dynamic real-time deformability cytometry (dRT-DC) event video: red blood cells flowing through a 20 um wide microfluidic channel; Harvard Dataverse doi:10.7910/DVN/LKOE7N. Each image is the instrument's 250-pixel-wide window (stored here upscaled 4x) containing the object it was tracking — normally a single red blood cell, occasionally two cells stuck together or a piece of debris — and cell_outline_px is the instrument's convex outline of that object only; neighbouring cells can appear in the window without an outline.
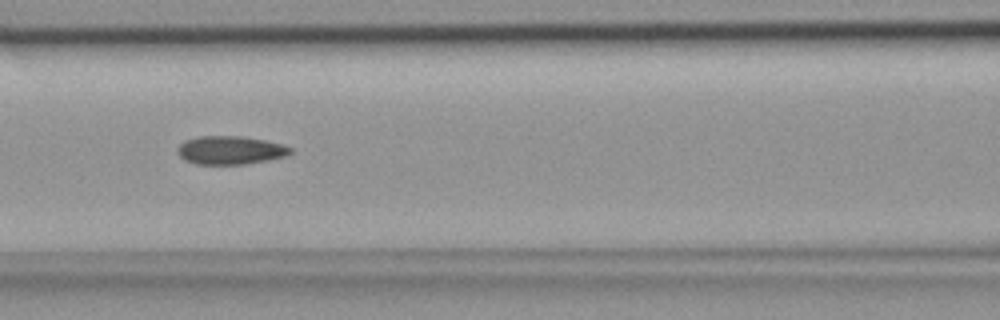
{"species": "common noctule bat (a hibernating species)", "species_latin": "Nyctalus noctula", "temperature_condition": "room temperature", "stored_images_in_passage": 5, "camera_frame_rate_fps": 3000, "um_per_image_px": 0.085, "animal": {"sex": "female", "body_mass_g": 18.4}, "frame": {"image": 1, "passage_image": 5, "time_ms": 1.333, "image_size_px": [1000, 320], "cell_outline_px": [[292, 152], [284, 156], [244, 164], [196, 164], [184, 160], [176, 152], [176, 148], [184, 140], [200, 136], [244, 136], [264, 140], [280, 144], [292, 148]], "centroid_in_image_um": [19.5, 12.76], "position_along_channel_um": 147.1, "area_um2": 18.55}}